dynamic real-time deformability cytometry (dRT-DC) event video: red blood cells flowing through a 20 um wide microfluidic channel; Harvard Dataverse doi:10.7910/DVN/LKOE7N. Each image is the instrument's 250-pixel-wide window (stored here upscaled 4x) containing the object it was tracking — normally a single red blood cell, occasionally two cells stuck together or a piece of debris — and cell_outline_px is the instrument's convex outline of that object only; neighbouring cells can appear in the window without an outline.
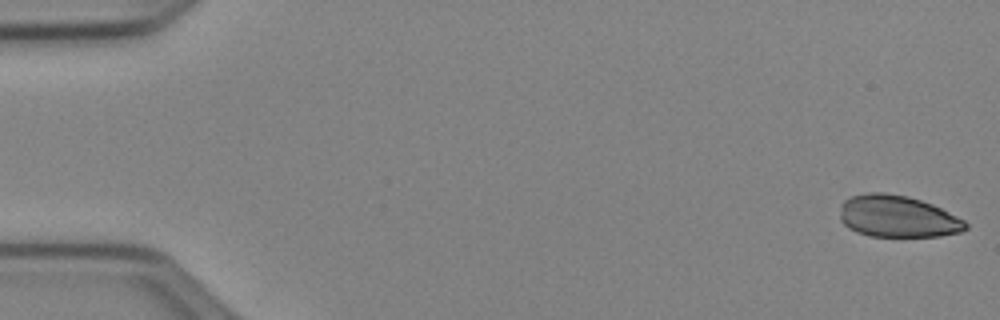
{"species": "Egyptian fruit bat (a non-hibernating species)", "species_latin": "Rousettus aegyptiacus", "temperature_condition": "cold", "stored_images_in_passage": 50, "camera_frame_rate_fps": 3000, "um_per_image_px": 0.085, "animal": {"sex": "female"}, "frame": {"image": 1, "passage_image": 1, "time_ms": 0.0, "image_size_px": [1000, 320], "cell_outline_px": [[968, 228], [960, 232], [940, 236], [868, 236], [856, 232], [848, 228], [840, 220], [840, 204], [844, 200], [852, 196], [868, 192], [884, 192], [908, 196], [932, 204], [964, 220], [968, 224]], "centroid_in_image_um": [76.26, 18.39], "position_along_channel_um": 8.7, "area_um2": 30.75}}
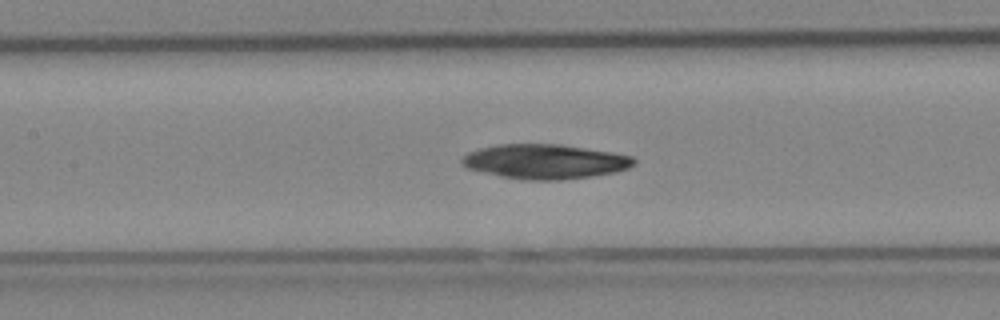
{"frame": {"image": 2, "passage_image": 24, "time_ms": 7.667, "image_size_px": [1000, 320], "cell_outline_px": [[636, 164], [628, 168], [616, 172], [560, 180], [524, 180], [500, 176], [468, 168], [460, 164], [460, 160], [468, 152], [480, 148], [500, 144], [560, 144], [612, 152], [632, 156], [636, 160]], "centroid_in_image_um": [46.32, 13.73], "position_along_channel_um": 161.1, "area_um2": 34.62}}
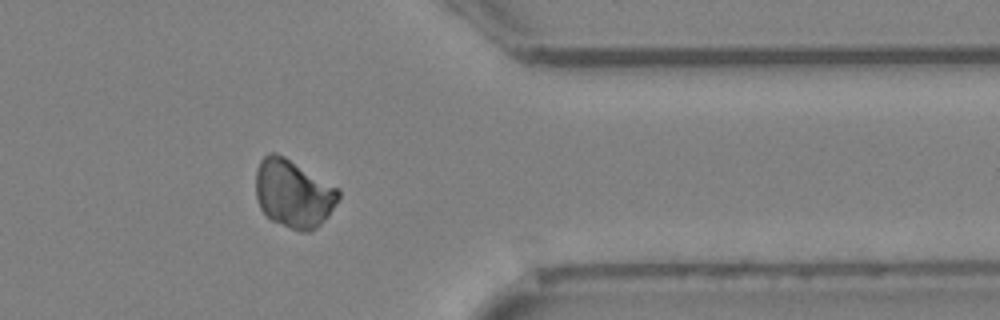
{"frame": {"image": 3, "passage_image": 42, "time_ms": 13.667, "image_size_px": [1000, 320], "cell_outline_px": [[340, 196], [328, 216], [316, 228], [308, 232], [300, 232], [272, 220], [260, 208], [256, 196], [256, 168], [260, 160], [268, 152], [276, 152], [284, 156], [340, 188]], "centroid_in_image_um": [24.94, 16.43], "position_along_channel_um": 386.5, "area_um2": 32.89}}